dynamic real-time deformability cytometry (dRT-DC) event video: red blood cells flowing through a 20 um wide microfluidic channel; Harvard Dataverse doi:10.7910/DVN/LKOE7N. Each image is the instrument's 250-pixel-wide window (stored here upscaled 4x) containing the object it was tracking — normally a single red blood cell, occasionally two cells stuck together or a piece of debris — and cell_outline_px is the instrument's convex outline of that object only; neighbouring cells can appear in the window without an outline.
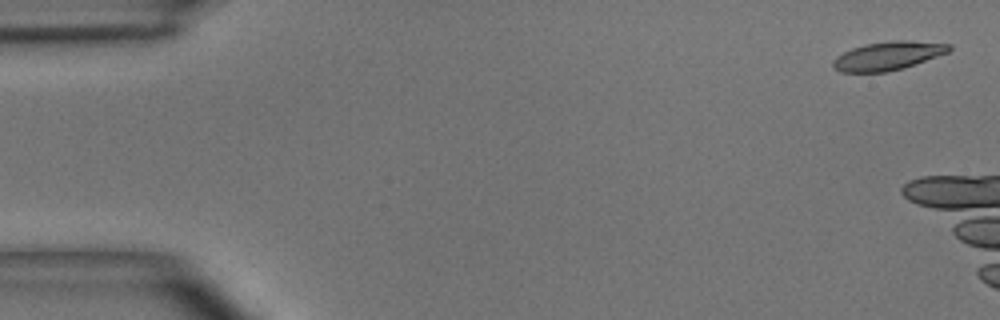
{"species": "common noctule bat (a hibernating species)", "species_latin": "Nyctalus noctula", "temperature_condition": "room temperature", "stored_images_in_passage": 8, "camera_frame_rate_fps": 3000, "um_per_image_px": 0.085, "animal": {"sex": "male", "body_mass_g": 15.6}, "frame": {"image": 1, "passage_image": 1, "time_ms": 0.0, "image_size_px": [1000, 320], "cell_outline_px": [[952, 48], [948, 52], [916, 64], [904, 68], [888, 72], [840, 72], [832, 64], [832, 60], [836, 56], [852, 48], [864, 44], [892, 40], [908, 40], [952, 44]], "centroid_in_image_um": [75.48, 4.74], "position_along_channel_um": 9.5, "area_um2": 19.42}}
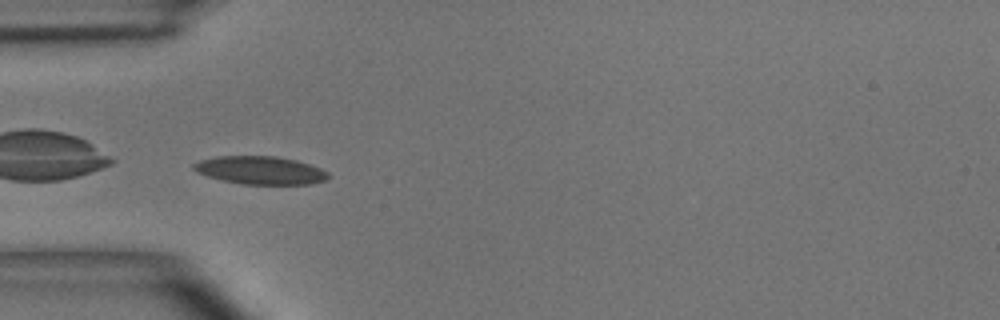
{"frame": {"image": 2, "passage_image": 6, "time_ms": 6.667, "image_size_px": [1000, 320], "cell_outline_px": [[328, 176], [324, 180], [312, 184], [244, 184], [220, 180], [196, 172], [192, 168], [192, 164], [200, 160], [216, 156], [276, 156], [296, 160], [320, 168], [328, 172]], "centroid_in_image_um": [22.08, 14.47], "position_along_channel_um": 62.9, "area_um2": 21.96}}
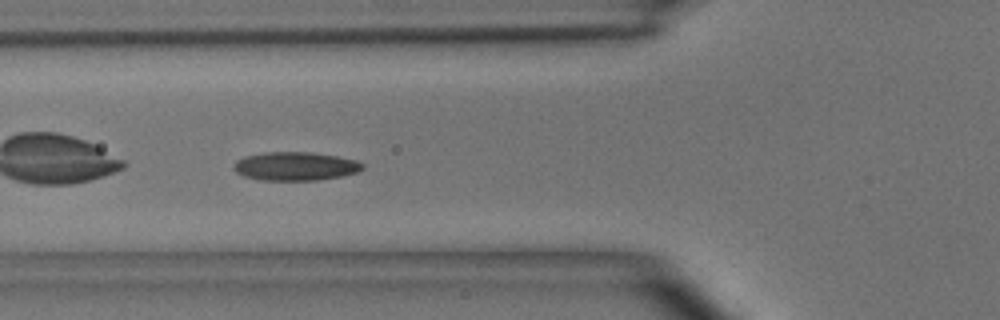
{"frame": {"image": 3, "passage_image": 7, "time_ms": 7.667, "image_size_px": [1000, 320], "cell_outline_px": [[364, 168], [356, 172], [340, 176], [316, 180], [260, 180], [244, 176], [236, 172], [232, 168], [236, 160], [244, 156], [264, 152], [312, 152], [336, 156], [356, 160], [364, 164]], "centroid_in_image_um": [25.07, 14.12], "position_along_channel_um": 100.7, "area_um2": 21.44}}